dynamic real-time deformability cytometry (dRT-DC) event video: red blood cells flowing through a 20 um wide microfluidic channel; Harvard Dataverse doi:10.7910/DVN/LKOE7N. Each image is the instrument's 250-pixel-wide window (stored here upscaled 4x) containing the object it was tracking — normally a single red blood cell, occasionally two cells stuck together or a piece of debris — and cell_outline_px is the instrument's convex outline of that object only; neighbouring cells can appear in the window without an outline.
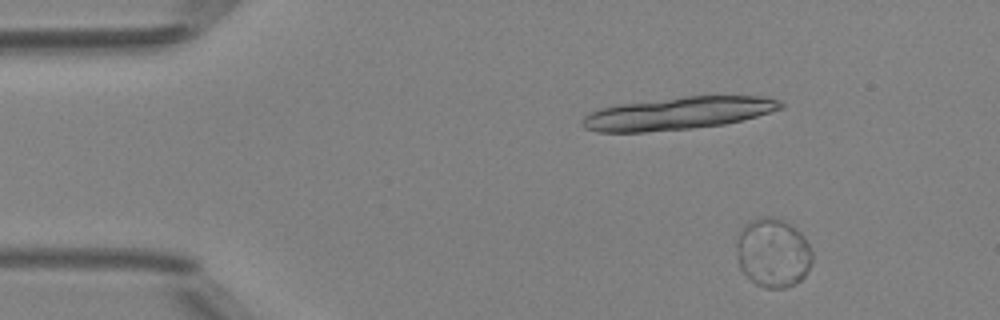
{"species": "Egyptian fruit bat (a non-hibernating species)", "species_latin": "Rousettus aegyptiacus", "temperature_condition": "room temperature", "stored_images_in_passage": 4, "camera_frame_rate_fps": 3000, "um_per_image_px": 0.085, "animal": {"sex": "female"}, "frame": {"image": 1, "passage_image": 1, "time_ms": 0.0, "image_size_px": [1000, 320], "cell_outline_px": [[812, 264], [804, 276], [796, 284], [784, 288], [764, 288], [756, 284], [740, 268], [736, 244], [736, 240], [744, 224], [760, 216], [772, 216], [784, 220], [796, 228], [804, 236], [812, 252]], "centroid_in_image_um": [65.72, 21.47], "position_along_channel_um": 19.3, "area_um2": 30.63}}
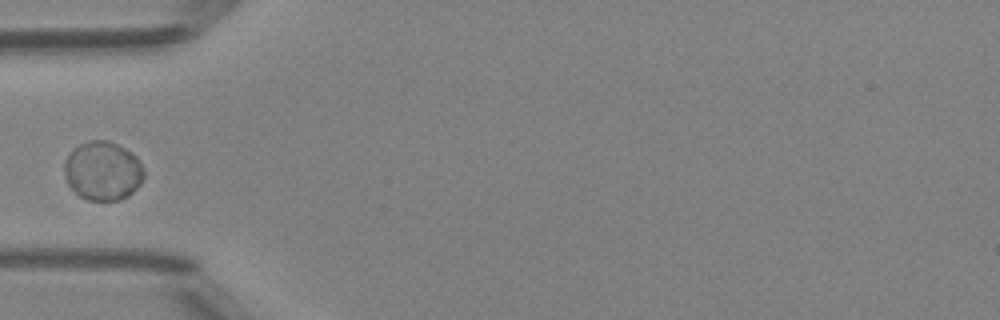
{"frame": {"image": 2, "passage_image": 4, "time_ms": 4.0, "image_size_px": [1000, 320], "cell_outline_px": [[144, 176], [140, 184], [128, 196], [120, 200], [88, 200], [80, 196], [68, 184], [64, 176], [64, 160], [68, 152], [72, 148], [88, 140], [104, 140], [116, 144], [132, 152], [140, 160], [144, 168]], "centroid_in_image_um": [8.72, 14.51], "position_along_channel_um": 76.3, "area_um2": 27.63}}